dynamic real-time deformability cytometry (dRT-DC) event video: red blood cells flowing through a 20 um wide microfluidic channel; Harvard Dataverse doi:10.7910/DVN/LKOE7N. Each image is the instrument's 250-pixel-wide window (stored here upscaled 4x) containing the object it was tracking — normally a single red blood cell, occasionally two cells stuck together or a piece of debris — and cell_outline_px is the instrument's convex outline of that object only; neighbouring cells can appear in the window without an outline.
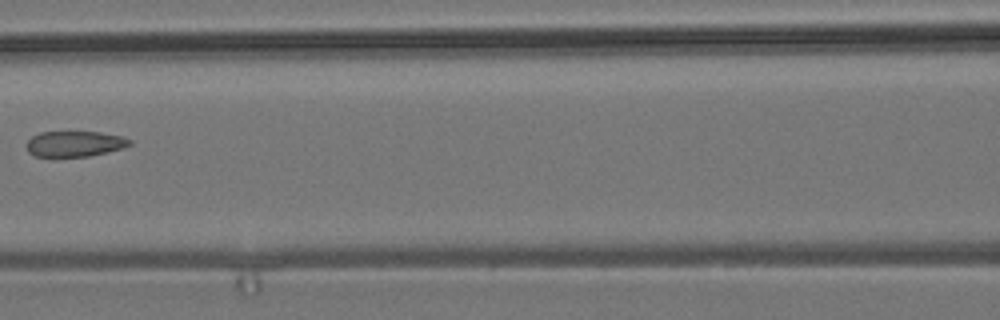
{"species": "common noctule bat (a hibernating species)", "species_latin": "Nyctalus noctula", "temperature_condition": "room temperature", "stored_images_in_passage": 8, "camera_frame_rate_fps": 3000, "um_per_image_px": 0.085, "animal": {"sex": "male", "body_mass_g": 19.2, "forearm_length_mm": 51.8}, "frame": {"image": 1, "passage_image": 7, "time_ms": 7.333, "image_size_px": [1000, 320], "cell_outline_px": [[132, 144], [124, 148], [108, 152], [88, 156], [36, 156], [28, 152], [24, 144], [32, 136], [40, 132], [100, 132], [120, 136], [132, 140]], "centroid_in_image_um": [6.34, 12.22], "position_along_channel_um": 160.3, "area_um2": 15.43}}
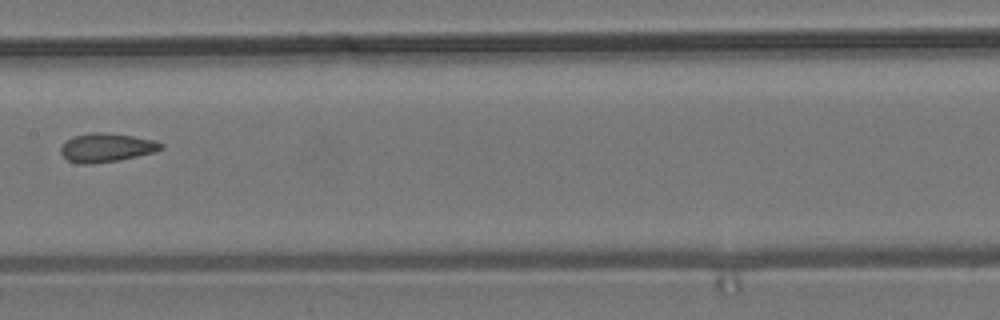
{"frame": {"image": 2, "passage_image": 8, "time_ms": 8.333, "image_size_px": [1000, 320], "cell_outline_px": [[164, 148], [152, 152], [120, 160], [92, 164], [80, 164], [68, 160], [60, 152], [60, 148], [72, 136], [88, 132], [104, 132], [132, 136], [156, 140], [164, 144]], "centroid_in_image_um": [9.05, 12.54], "position_along_channel_um": 198.4, "area_um2": 16.82}}